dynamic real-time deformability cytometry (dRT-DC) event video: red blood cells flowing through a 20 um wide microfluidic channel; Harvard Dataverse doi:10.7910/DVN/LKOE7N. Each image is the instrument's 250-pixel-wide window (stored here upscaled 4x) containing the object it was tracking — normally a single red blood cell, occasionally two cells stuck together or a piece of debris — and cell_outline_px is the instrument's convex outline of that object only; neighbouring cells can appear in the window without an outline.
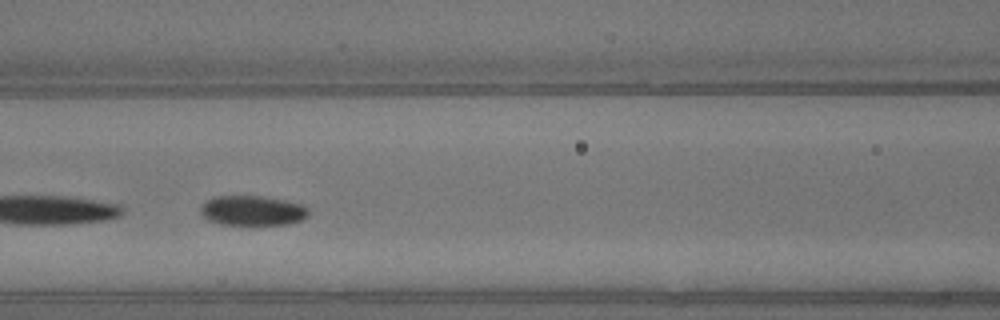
{"species": "common noctule bat (a hibernating species)", "species_latin": "Nyctalus noctula", "temperature_condition": "warm", "stored_images_in_passage": 27, "segment_of_instrument_passage": [2, 2], "camera_frame_rate_fps": 3000, "um_per_image_px": 0.085, "animal": {"sex": "male", "body_mass_g": 13.3}, "frame": {"image": 1, "passage_image": 16, "time_ms": 5.0, "image_size_px": [1000, 320], "cell_outline_px": [[308, 216], [300, 220], [288, 224], [220, 224], [208, 220], [200, 212], [200, 208], [204, 200], [212, 196], [264, 196], [304, 204], [308, 208]], "centroid_in_image_um": [21.44, 17.88], "position_along_channel_um": 145.2, "area_um2": 18.9}}